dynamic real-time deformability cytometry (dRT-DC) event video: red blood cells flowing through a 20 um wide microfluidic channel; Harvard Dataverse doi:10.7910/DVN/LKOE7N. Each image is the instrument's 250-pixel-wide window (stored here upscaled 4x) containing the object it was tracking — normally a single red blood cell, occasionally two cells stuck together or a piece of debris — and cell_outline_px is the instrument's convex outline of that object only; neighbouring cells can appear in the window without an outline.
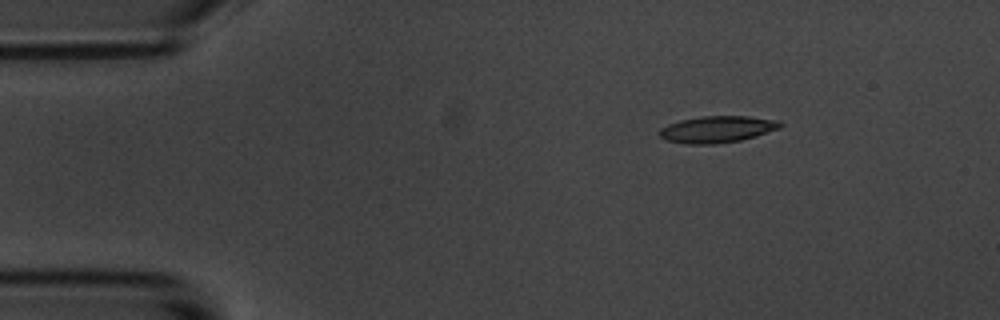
{"species": "common noctule bat (a hibernating species)", "species_latin": "Nyctalus noctula", "temperature_condition": "room temperature", "stored_images_in_passage": 9, "camera_frame_rate_fps": 3000, "um_per_image_px": 0.085, "animal": {"sex": "male", "body_mass_g": 20.1, "forearm_length_mm": 53.5}, "frame": {"image": 1, "passage_image": 1, "time_ms": 0.0, "image_size_px": [1000, 320], "cell_outline_px": [[784, 124], [780, 128], [756, 136], [740, 140], [716, 144], [688, 144], [664, 140], [656, 132], [660, 128], [668, 124], [680, 120], [700, 116], [748, 116], [780, 120]], "centroid_in_image_um": [60.95, 10.99], "position_along_channel_um": 24.1, "area_um2": 19.02}}
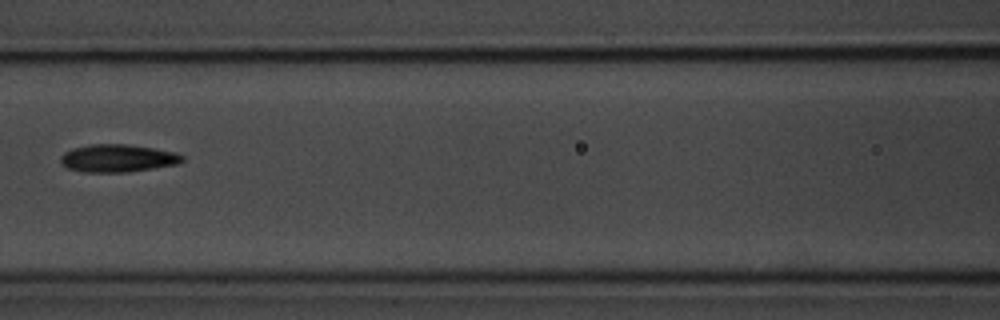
{"frame": {"image": 2, "passage_image": 6, "time_ms": 5.667, "image_size_px": [1000, 320], "cell_outline_px": [[184, 160], [180, 164], [124, 172], [84, 172], [68, 168], [60, 160], [60, 156], [64, 152], [72, 148], [88, 144], [128, 144], [176, 152], [184, 156]], "centroid_in_image_um": [10.01, 13.44], "position_along_channel_um": 156.6, "area_um2": 19.65}}
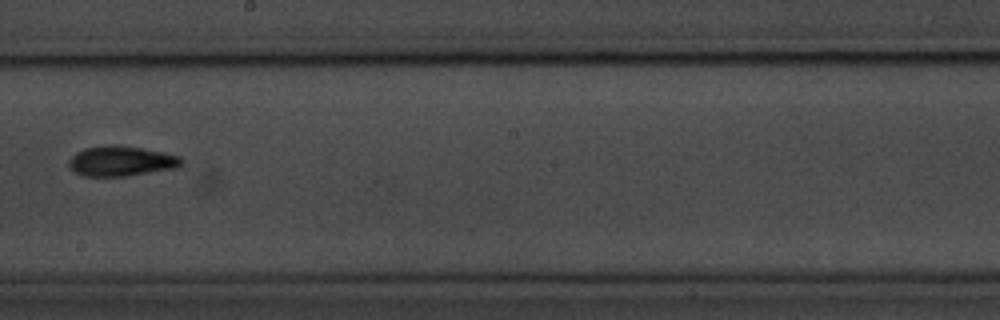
{"frame": {"image": 3, "passage_image": 8, "time_ms": 8.0, "image_size_px": [1000, 320], "cell_outline_px": [[184, 164], [180, 168], [124, 176], [84, 176], [76, 172], [68, 164], [68, 160], [76, 152], [84, 148], [104, 144], [116, 144], [144, 148], [164, 152], [180, 156], [184, 160]], "centroid_in_image_um": [10.36, 13.67], "position_along_channel_um": 237.8, "area_um2": 20.17}}